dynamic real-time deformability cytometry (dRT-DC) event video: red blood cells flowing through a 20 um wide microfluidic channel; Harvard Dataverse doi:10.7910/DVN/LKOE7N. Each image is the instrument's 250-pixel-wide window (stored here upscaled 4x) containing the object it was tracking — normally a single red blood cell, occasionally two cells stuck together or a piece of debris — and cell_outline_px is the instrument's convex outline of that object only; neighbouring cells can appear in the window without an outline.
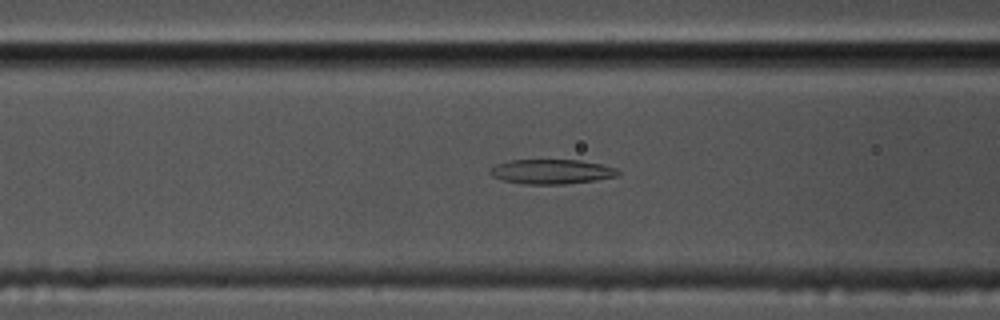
{"species": "common noctule bat (a hibernating species)", "species_latin": "Nyctalus noctula", "temperature_condition": "cold", "stored_images_in_passage": 57, "camera_frame_rate_fps": 3000, "um_per_image_px": 0.085, "animal": {"sex": "male", "body_mass_g": 17.5, "forearm_length_mm": 52.3}, "frame": {"image": 1, "passage_image": 22, "time_ms": 7.0, "image_size_px": [1000, 320], "cell_outline_px": [[620, 172], [616, 176], [596, 180], [564, 184], [524, 184], [504, 180], [492, 176], [488, 172], [496, 164], [508, 160], [580, 160], [600, 164], [616, 168]], "centroid_in_image_um": [46.87, 14.58], "position_along_channel_um": 119.7, "area_um2": 18.26}}
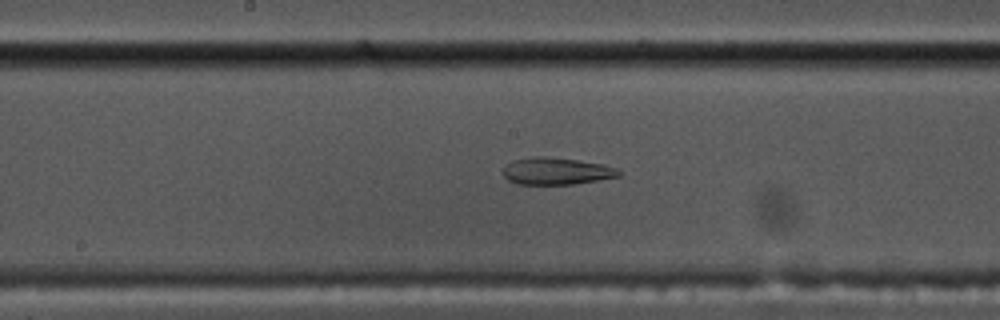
{"frame": {"image": 2, "passage_image": 29, "time_ms": 9.333, "image_size_px": [1000, 320], "cell_outline_px": [[620, 176], [572, 184], [520, 184], [508, 180], [504, 176], [504, 168], [512, 160], [532, 156], [548, 156], [604, 164], [616, 168], [620, 172]], "centroid_in_image_um": [47.28, 14.53], "position_along_channel_um": 200.9, "area_um2": 18.09}}
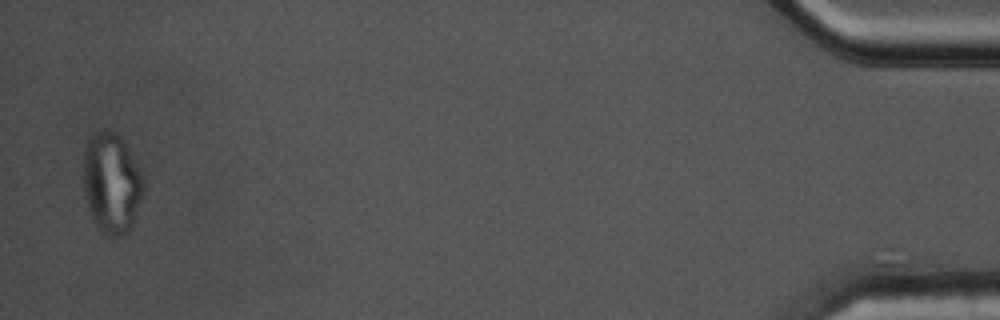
{"frame": {"image": 3, "passage_image": 56, "time_ms": 18.333, "image_size_px": [1000, 320], "cell_outline_px": [[144, 192], [132, 228], [124, 236], [108, 236], [96, 224], [92, 216], [84, 192], [84, 148], [92, 132], [104, 128], [108, 128], [116, 132], [120, 136], [140, 172], [144, 180]], "centroid_in_image_um": [9.49, 15.54], "position_along_channel_um": 425.7, "area_um2": 35.2}, "authors_computed_cell_mechanics": {"area_um2": 19.5364, "velocity_mm_per_s": 3.4818, "shape_relaxation_time_tau1_ms": null, "shape_relaxation_time_tau2_ms": 2.9129, "deformation_change_tau1": null, "deformation_change_tau2": 0.1037}}